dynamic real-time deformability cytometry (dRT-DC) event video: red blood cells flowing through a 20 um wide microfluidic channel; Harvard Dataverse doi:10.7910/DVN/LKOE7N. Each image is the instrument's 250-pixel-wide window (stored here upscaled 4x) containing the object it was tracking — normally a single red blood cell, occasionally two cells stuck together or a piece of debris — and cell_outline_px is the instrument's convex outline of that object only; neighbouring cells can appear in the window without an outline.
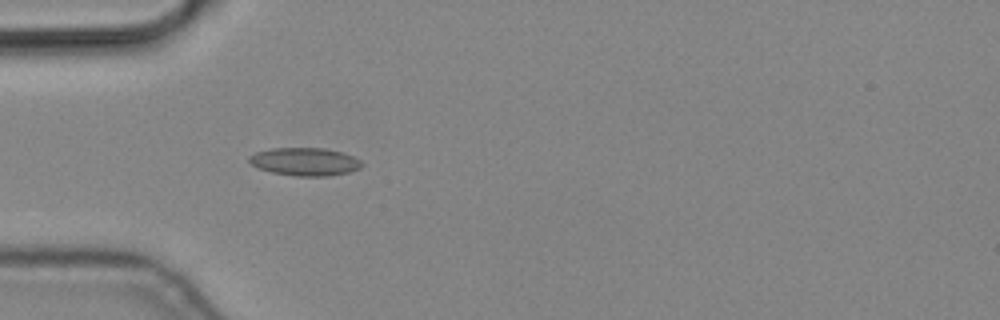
{"species": "common noctule bat (a hibernating species)", "species_latin": "Nyctalus noctula", "temperature_condition": "cold", "stored_images_in_passage": 4, "camera_frame_rate_fps": 3000, "um_per_image_px": 0.085, "animal": {"sex": "male", "body_mass_g": 19.2, "forearm_length_mm": 51.8}, "frame": {"image": 1, "passage_image": 4, "time_ms": 1.0, "image_size_px": [1000, 320], "cell_outline_px": [[364, 164], [360, 168], [348, 172], [328, 176], [296, 176], [272, 172], [256, 168], [248, 160], [248, 156], [256, 152], [272, 148], [324, 148], [344, 152], [360, 160]], "centroid_in_image_um": [25.91, 13.74], "position_along_channel_um": 59.1, "area_um2": 18.44}}